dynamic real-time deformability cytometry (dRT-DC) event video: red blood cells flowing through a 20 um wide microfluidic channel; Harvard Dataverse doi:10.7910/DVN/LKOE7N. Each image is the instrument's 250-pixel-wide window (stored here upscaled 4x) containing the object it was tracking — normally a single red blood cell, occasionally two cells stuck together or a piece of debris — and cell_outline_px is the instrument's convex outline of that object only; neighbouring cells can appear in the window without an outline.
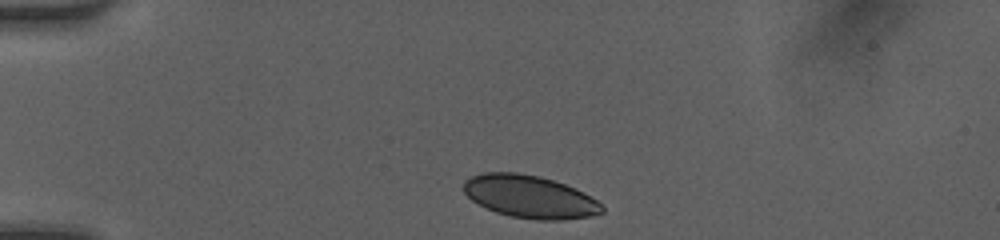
{"species": "human", "species_latin": "Homo sapiens", "temperature_condition": "room temperature", "stored_images_in_passage": 13, "camera_frame_rate_fps": 3000, "um_per_image_px": 0.085, "donor": {"sex": "female"}, "frame": {"image": 1, "passage_image": 1, "time_ms": 0.0, "image_size_px": [1000, 240], "cell_outline_px": [[604, 212], [588, 216], [564, 220], [536, 220], [512, 216], [496, 212], [472, 200], [464, 192], [464, 180], [472, 176], [484, 172], [516, 172], [540, 176], [576, 188], [584, 192], [596, 200], [604, 208]], "centroid_in_image_um": [45.04, 16.71], "position_along_channel_um": 40.0, "area_um2": 34.22}}
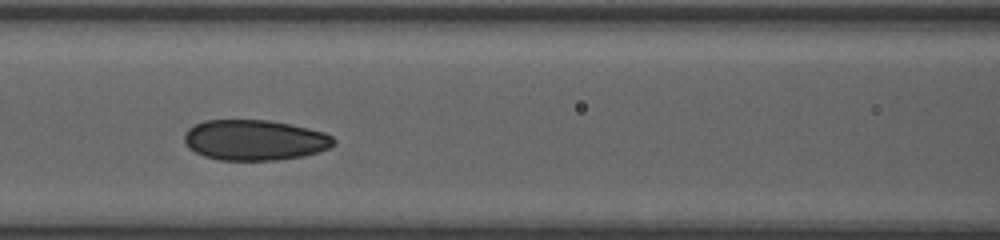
{"frame": {"image": 2, "passage_image": 8, "time_ms": 3.667, "image_size_px": [1000, 240], "cell_outline_px": [[336, 144], [320, 152], [304, 156], [276, 160], [220, 160], [204, 156], [188, 148], [184, 144], [184, 132], [188, 128], [204, 120], [268, 120], [292, 124], [324, 132], [332, 136], [336, 140]], "centroid_in_image_um": [21.65, 11.9], "position_along_channel_um": 144.9, "area_um2": 35.6}}
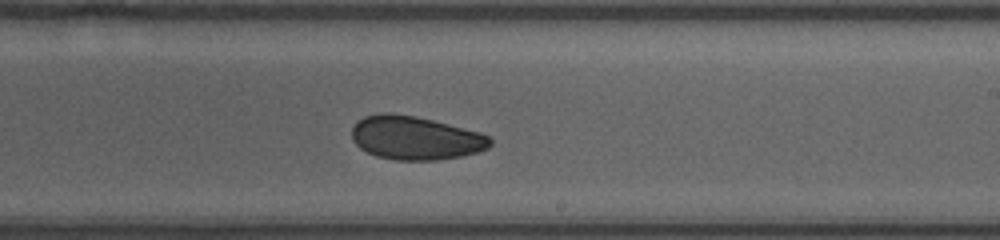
{"frame": {"image": 3, "passage_image": 13, "time_ms": 6.333, "image_size_px": [1000, 240], "cell_outline_px": [[492, 144], [488, 148], [476, 152], [460, 156], [436, 160], [396, 160], [376, 156], [360, 148], [352, 140], [352, 128], [356, 120], [364, 116], [380, 112], [392, 112], [416, 116], [480, 132], [488, 136], [492, 140]], "centroid_in_image_um": [35.27, 11.71], "position_along_channel_um": 253.7, "area_um2": 35.26}}